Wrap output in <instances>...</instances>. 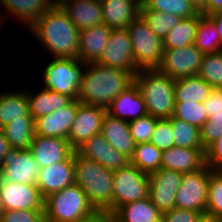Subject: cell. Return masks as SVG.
<instances>
[{"instance_id": "obj_1", "label": "cell", "mask_w": 222, "mask_h": 222, "mask_svg": "<svg viewBox=\"0 0 222 222\" xmlns=\"http://www.w3.org/2000/svg\"><path fill=\"white\" fill-rule=\"evenodd\" d=\"M29 29L53 58L79 60L80 31L59 5L46 11Z\"/></svg>"}, {"instance_id": "obj_2", "label": "cell", "mask_w": 222, "mask_h": 222, "mask_svg": "<svg viewBox=\"0 0 222 222\" xmlns=\"http://www.w3.org/2000/svg\"><path fill=\"white\" fill-rule=\"evenodd\" d=\"M134 83V75L122 69L107 67L97 62L85 64L78 100L82 104L107 109L111 102Z\"/></svg>"}, {"instance_id": "obj_3", "label": "cell", "mask_w": 222, "mask_h": 222, "mask_svg": "<svg viewBox=\"0 0 222 222\" xmlns=\"http://www.w3.org/2000/svg\"><path fill=\"white\" fill-rule=\"evenodd\" d=\"M75 184L87 195L90 204L98 212L112 214L113 171L96 161L73 152Z\"/></svg>"}, {"instance_id": "obj_4", "label": "cell", "mask_w": 222, "mask_h": 222, "mask_svg": "<svg viewBox=\"0 0 222 222\" xmlns=\"http://www.w3.org/2000/svg\"><path fill=\"white\" fill-rule=\"evenodd\" d=\"M146 106L147 114L157 119L173 116L175 79L158 69L139 70L134 76Z\"/></svg>"}, {"instance_id": "obj_5", "label": "cell", "mask_w": 222, "mask_h": 222, "mask_svg": "<svg viewBox=\"0 0 222 222\" xmlns=\"http://www.w3.org/2000/svg\"><path fill=\"white\" fill-rule=\"evenodd\" d=\"M96 212L87 195L77 184L44 198L45 222H76Z\"/></svg>"}, {"instance_id": "obj_6", "label": "cell", "mask_w": 222, "mask_h": 222, "mask_svg": "<svg viewBox=\"0 0 222 222\" xmlns=\"http://www.w3.org/2000/svg\"><path fill=\"white\" fill-rule=\"evenodd\" d=\"M126 30L131 39L137 69H157L163 57V40L151 31L140 15L126 27Z\"/></svg>"}, {"instance_id": "obj_7", "label": "cell", "mask_w": 222, "mask_h": 222, "mask_svg": "<svg viewBox=\"0 0 222 222\" xmlns=\"http://www.w3.org/2000/svg\"><path fill=\"white\" fill-rule=\"evenodd\" d=\"M84 68L78 59L53 58L42 72L44 89L77 99Z\"/></svg>"}, {"instance_id": "obj_8", "label": "cell", "mask_w": 222, "mask_h": 222, "mask_svg": "<svg viewBox=\"0 0 222 222\" xmlns=\"http://www.w3.org/2000/svg\"><path fill=\"white\" fill-rule=\"evenodd\" d=\"M149 175L133 164L113 171L112 213L120 206L147 198Z\"/></svg>"}, {"instance_id": "obj_9", "label": "cell", "mask_w": 222, "mask_h": 222, "mask_svg": "<svg viewBox=\"0 0 222 222\" xmlns=\"http://www.w3.org/2000/svg\"><path fill=\"white\" fill-rule=\"evenodd\" d=\"M212 172L213 170L206 165L197 171L183 173L176 193L175 207L200 212L205 216L208 184Z\"/></svg>"}, {"instance_id": "obj_10", "label": "cell", "mask_w": 222, "mask_h": 222, "mask_svg": "<svg viewBox=\"0 0 222 222\" xmlns=\"http://www.w3.org/2000/svg\"><path fill=\"white\" fill-rule=\"evenodd\" d=\"M203 57L204 53L194 44L164 49L161 64L157 69L174 79L195 76L199 73Z\"/></svg>"}, {"instance_id": "obj_11", "label": "cell", "mask_w": 222, "mask_h": 222, "mask_svg": "<svg viewBox=\"0 0 222 222\" xmlns=\"http://www.w3.org/2000/svg\"><path fill=\"white\" fill-rule=\"evenodd\" d=\"M182 177V172L163 167L149 174L148 197L162 214L175 208Z\"/></svg>"}, {"instance_id": "obj_12", "label": "cell", "mask_w": 222, "mask_h": 222, "mask_svg": "<svg viewBox=\"0 0 222 222\" xmlns=\"http://www.w3.org/2000/svg\"><path fill=\"white\" fill-rule=\"evenodd\" d=\"M40 167L29 149L11 148L0 166V181L36 185Z\"/></svg>"}, {"instance_id": "obj_13", "label": "cell", "mask_w": 222, "mask_h": 222, "mask_svg": "<svg viewBox=\"0 0 222 222\" xmlns=\"http://www.w3.org/2000/svg\"><path fill=\"white\" fill-rule=\"evenodd\" d=\"M98 64L131 72L139 71L134 63L131 39L125 29H111V34Z\"/></svg>"}, {"instance_id": "obj_14", "label": "cell", "mask_w": 222, "mask_h": 222, "mask_svg": "<svg viewBox=\"0 0 222 222\" xmlns=\"http://www.w3.org/2000/svg\"><path fill=\"white\" fill-rule=\"evenodd\" d=\"M106 113L107 109L104 107L79 104L70 135L67 139L74 150L93 135L100 133Z\"/></svg>"}, {"instance_id": "obj_15", "label": "cell", "mask_w": 222, "mask_h": 222, "mask_svg": "<svg viewBox=\"0 0 222 222\" xmlns=\"http://www.w3.org/2000/svg\"><path fill=\"white\" fill-rule=\"evenodd\" d=\"M3 210L44 209V198L37 185L0 181Z\"/></svg>"}, {"instance_id": "obj_16", "label": "cell", "mask_w": 222, "mask_h": 222, "mask_svg": "<svg viewBox=\"0 0 222 222\" xmlns=\"http://www.w3.org/2000/svg\"><path fill=\"white\" fill-rule=\"evenodd\" d=\"M80 103L78 99L72 100L67 106L36 118L35 134L68 139Z\"/></svg>"}, {"instance_id": "obj_17", "label": "cell", "mask_w": 222, "mask_h": 222, "mask_svg": "<svg viewBox=\"0 0 222 222\" xmlns=\"http://www.w3.org/2000/svg\"><path fill=\"white\" fill-rule=\"evenodd\" d=\"M76 151L111 171L118 170L130 163V159L111 146L101 133L86 140Z\"/></svg>"}, {"instance_id": "obj_18", "label": "cell", "mask_w": 222, "mask_h": 222, "mask_svg": "<svg viewBox=\"0 0 222 222\" xmlns=\"http://www.w3.org/2000/svg\"><path fill=\"white\" fill-rule=\"evenodd\" d=\"M40 168L68 160L74 149L65 138L34 136L28 148Z\"/></svg>"}, {"instance_id": "obj_19", "label": "cell", "mask_w": 222, "mask_h": 222, "mask_svg": "<svg viewBox=\"0 0 222 222\" xmlns=\"http://www.w3.org/2000/svg\"><path fill=\"white\" fill-rule=\"evenodd\" d=\"M75 184L73 155L66 161L40 168L36 185L43 198Z\"/></svg>"}, {"instance_id": "obj_20", "label": "cell", "mask_w": 222, "mask_h": 222, "mask_svg": "<svg viewBox=\"0 0 222 222\" xmlns=\"http://www.w3.org/2000/svg\"><path fill=\"white\" fill-rule=\"evenodd\" d=\"M59 6L79 31L103 24L101 0H64Z\"/></svg>"}, {"instance_id": "obj_21", "label": "cell", "mask_w": 222, "mask_h": 222, "mask_svg": "<svg viewBox=\"0 0 222 222\" xmlns=\"http://www.w3.org/2000/svg\"><path fill=\"white\" fill-rule=\"evenodd\" d=\"M206 166V155L203 148L171 147L162 151L161 167L188 173Z\"/></svg>"}, {"instance_id": "obj_22", "label": "cell", "mask_w": 222, "mask_h": 222, "mask_svg": "<svg viewBox=\"0 0 222 222\" xmlns=\"http://www.w3.org/2000/svg\"><path fill=\"white\" fill-rule=\"evenodd\" d=\"M107 113L127 122L147 115L143 96L135 82L111 102Z\"/></svg>"}, {"instance_id": "obj_23", "label": "cell", "mask_w": 222, "mask_h": 222, "mask_svg": "<svg viewBox=\"0 0 222 222\" xmlns=\"http://www.w3.org/2000/svg\"><path fill=\"white\" fill-rule=\"evenodd\" d=\"M111 28L105 24L79 32V60L83 63L97 62L108 43Z\"/></svg>"}, {"instance_id": "obj_24", "label": "cell", "mask_w": 222, "mask_h": 222, "mask_svg": "<svg viewBox=\"0 0 222 222\" xmlns=\"http://www.w3.org/2000/svg\"><path fill=\"white\" fill-rule=\"evenodd\" d=\"M100 133L111 146L129 159L132 157L136 144L131 136L127 121L112 117L106 113Z\"/></svg>"}, {"instance_id": "obj_25", "label": "cell", "mask_w": 222, "mask_h": 222, "mask_svg": "<svg viewBox=\"0 0 222 222\" xmlns=\"http://www.w3.org/2000/svg\"><path fill=\"white\" fill-rule=\"evenodd\" d=\"M139 10L130 0H101L103 24L111 29H125L139 15Z\"/></svg>"}, {"instance_id": "obj_26", "label": "cell", "mask_w": 222, "mask_h": 222, "mask_svg": "<svg viewBox=\"0 0 222 222\" xmlns=\"http://www.w3.org/2000/svg\"><path fill=\"white\" fill-rule=\"evenodd\" d=\"M162 213L147 198L118 207L110 216L109 222H161Z\"/></svg>"}, {"instance_id": "obj_27", "label": "cell", "mask_w": 222, "mask_h": 222, "mask_svg": "<svg viewBox=\"0 0 222 222\" xmlns=\"http://www.w3.org/2000/svg\"><path fill=\"white\" fill-rule=\"evenodd\" d=\"M5 11L29 28L40 16L54 5L50 0H0Z\"/></svg>"}, {"instance_id": "obj_28", "label": "cell", "mask_w": 222, "mask_h": 222, "mask_svg": "<svg viewBox=\"0 0 222 222\" xmlns=\"http://www.w3.org/2000/svg\"><path fill=\"white\" fill-rule=\"evenodd\" d=\"M16 119H33L29 113L25 89L0 92V129Z\"/></svg>"}, {"instance_id": "obj_29", "label": "cell", "mask_w": 222, "mask_h": 222, "mask_svg": "<svg viewBox=\"0 0 222 222\" xmlns=\"http://www.w3.org/2000/svg\"><path fill=\"white\" fill-rule=\"evenodd\" d=\"M26 91L29 113L35 120L46 114H50L56 109L67 106L72 99L66 95L42 89L39 92Z\"/></svg>"}, {"instance_id": "obj_30", "label": "cell", "mask_w": 222, "mask_h": 222, "mask_svg": "<svg viewBox=\"0 0 222 222\" xmlns=\"http://www.w3.org/2000/svg\"><path fill=\"white\" fill-rule=\"evenodd\" d=\"M213 87L198 75L175 79V102H204Z\"/></svg>"}, {"instance_id": "obj_31", "label": "cell", "mask_w": 222, "mask_h": 222, "mask_svg": "<svg viewBox=\"0 0 222 222\" xmlns=\"http://www.w3.org/2000/svg\"><path fill=\"white\" fill-rule=\"evenodd\" d=\"M203 15L198 12L195 16L182 18L180 23L172 28L163 39V48H181L194 43L198 20Z\"/></svg>"}, {"instance_id": "obj_32", "label": "cell", "mask_w": 222, "mask_h": 222, "mask_svg": "<svg viewBox=\"0 0 222 222\" xmlns=\"http://www.w3.org/2000/svg\"><path fill=\"white\" fill-rule=\"evenodd\" d=\"M11 148L28 149L35 136L34 119H16L1 128Z\"/></svg>"}, {"instance_id": "obj_33", "label": "cell", "mask_w": 222, "mask_h": 222, "mask_svg": "<svg viewBox=\"0 0 222 222\" xmlns=\"http://www.w3.org/2000/svg\"><path fill=\"white\" fill-rule=\"evenodd\" d=\"M193 44L204 54L222 51L216 26L208 16L203 15L198 20Z\"/></svg>"}, {"instance_id": "obj_34", "label": "cell", "mask_w": 222, "mask_h": 222, "mask_svg": "<svg viewBox=\"0 0 222 222\" xmlns=\"http://www.w3.org/2000/svg\"><path fill=\"white\" fill-rule=\"evenodd\" d=\"M162 151L150 142L139 143L135 145V149L130 163L146 174L161 168Z\"/></svg>"}, {"instance_id": "obj_35", "label": "cell", "mask_w": 222, "mask_h": 222, "mask_svg": "<svg viewBox=\"0 0 222 222\" xmlns=\"http://www.w3.org/2000/svg\"><path fill=\"white\" fill-rule=\"evenodd\" d=\"M139 15L143 18L151 31L162 40L168 32L176 27L182 20L181 17L170 13L147 10L143 5L140 7Z\"/></svg>"}, {"instance_id": "obj_36", "label": "cell", "mask_w": 222, "mask_h": 222, "mask_svg": "<svg viewBox=\"0 0 222 222\" xmlns=\"http://www.w3.org/2000/svg\"><path fill=\"white\" fill-rule=\"evenodd\" d=\"M172 125L174 146L179 148H203L200 140V129L185 121L169 118Z\"/></svg>"}, {"instance_id": "obj_37", "label": "cell", "mask_w": 222, "mask_h": 222, "mask_svg": "<svg viewBox=\"0 0 222 222\" xmlns=\"http://www.w3.org/2000/svg\"><path fill=\"white\" fill-rule=\"evenodd\" d=\"M143 6L147 10L170 13L181 18L192 17L199 12L190 0H147Z\"/></svg>"}, {"instance_id": "obj_38", "label": "cell", "mask_w": 222, "mask_h": 222, "mask_svg": "<svg viewBox=\"0 0 222 222\" xmlns=\"http://www.w3.org/2000/svg\"><path fill=\"white\" fill-rule=\"evenodd\" d=\"M197 75L213 88H222V51L204 54Z\"/></svg>"}, {"instance_id": "obj_39", "label": "cell", "mask_w": 222, "mask_h": 222, "mask_svg": "<svg viewBox=\"0 0 222 222\" xmlns=\"http://www.w3.org/2000/svg\"><path fill=\"white\" fill-rule=\"evenodd\" d=\"M205 216L222 219V171H213L210 174Z\"/></svg>"}, {"instance_id": "obj_40", "label": "cell", "mask_w": 222, "mask_h": 222, "mask_svg": "<svg viewBox=\"0 0 222 222\" xmlns=\"http://www.w3.org/2000/svg\"><path fill=\"white\" fill-rule=\"evenodd\" d=\"M173 117L199 129L208 119L203 102H175Z\"/></svg>"}, {"instance_id": "obj_41", "label": "cell", "mask_w": 222, "mask_h": 222, "mask_svg": "<svg viewBox=\"0 0 222 222\" xmlns=\"http://www.w3.org/2000/svg\"><path fill=\"white\" fill-rule=\"evenodd\" d=\"M156 122L157 118L148 114L128 122L130 133L135 144L149 142L154 132Z\"/></svg>"}, {"instance_id": "obj_42", "label": "cell", "mask_w": 222, "mask_h": 222, "mask_svg": "<svg viewBox=\"0 0 222 222\" xmlns=\"http://www.w3.org/2000/svg\"><path fill=\"white\" fill-rule=\"evenodd\" d=\"M149 142L161 151L174 147L172 125L169 118L157 119L154 132Z\"/></svg>"}, {"instance_id": "obj_43", "label": "cell", "mask_w": 222, "mask_h": 222, "mask_svg": "<svg viewBox=\"0 0 222 222\" xmlns=\"http://www.w3.org/2000/svg\"><path fill=\"white\" fill-rule=\"evenodd\" d=\"M222 134V112L213 113L212 117L200 128V140L203 149L206 150Z\"/></svg>"}, {"instance_id": "obj_44", "label": "cell", "mask_w": 222, "mask_h": 222, "mask_svg": "<svg viewBox=\"0 0 222 222\" xmlns=\"http://www.w3.org/2000/svg\"><path fill=\"white\" fill-rule=\"evenodd\" d=\"M0 222H45L44 209L3 210Z\"/></svg>"}, {"instance_id": "obj_45", "label": "cell", "mask_w": 222, "mask_h": 222, "mask_svg": "<svg viewBox=\"0 0 222 222\" xmlns=\"http://www.w3.org/2000/svg\"><path fill=\"white\" fill-rule=\"evenodd\" d=\"M203 215L200 212L174 208L162 214L161 222H199Z\"/></svg>"}, {"instance_id": "obj_46", "label": "cell", "mask_w": 222, "mask_h": 222, "mask_svg": "<svg viewBox=\"0 0 222 222\" xmlns=\"http://www.w3.org/2000/svg\"><path fill=\"white\" fill-rule=\"evenodd\" d=\"M206 165L213 171H222V134L206 150Z\"/></svg>"}, {"instance_id": "obj_47", "label": "cell", "mask_w": 222, "mask_h": 222, "mask_svg": "<svg viewBox=\"0 0 222 222\" xmlns=\"http://www.w3.org/2000/svg\"><path fill=\"white\" fill-rule=\"evenodd\" d=\"M203 104L208 119L212 117L213 113L222 112V88H213Z\"/></svg>"}, {"instance_id": "obj_48", "label": "cell", "mask_w": 222, "mask_h": 222, "mask_svg": "<svg viewBox=\"0 0 222 222\" xmlns=\"http://www.w3.org/2000/svg\"><path fill=\"white\" fill-rule=\"evenodd\" d=\"M219 11H222V0H206L204 7L199 12L208 16Z\"/></svg>"}, {"instance_id": "obj_49", "label": "cell", "mask_w": 222, "mask_h": 222, "mask_svg": "<svg viewBox=\"0 0 222 222\" xmlns=\"http://www.w3.org/2000/svg\"><path fill=\"white\" fill-rule=\"evenodd\" d=\"M208 17L214 22L217 32L220 37L221 47H222V11L212 13Z\"/></svg>"}, {"instance_id": "obj_50", "label": "cell", "mask_w": 222, "mask_h": 222, "mask_svg": "<svg viewBox=\"0 0 222 222\" xmlns=\"http://www.w3.org/2000/svg\"><path fill=\"white\" fill-rule=\"evenodd\" d=\"M11 149L9 142L6 140L5 135L2 131V129H0V166L1 163L5 157V155L7 154V152Z\"/></svg>"}, {"instance_id": "obj_51", "label": "cell", "mask_w": 222, "mask_h": 222, "mask_svg": "<svg viewBox=\"0 0 222 222\" xmlns=\"http://www.w3.org/2000/svg\"><path fill=\"white\" fill-rule=\"evenodd\" d=\"M76 222H109V216L97 211L94 215Z\"/></svg>"}, {"instance_id": "obj_52", "label": "cell", "mask_w": 222, "mask_h": 222, "mask_svg": "<svg viewBox=\"0 0 222 222\" xmlns=\"http://www.w3.org/2000/svg\"><path fill=\"white\" fill-rule=\"evenodd\" d=\"M191 3L200 11L204 5L206 0H190Z\"/></svg>"}, {"instance_id": "obj_53", "label": "cell", "mask_w": 222, "mask_h": 222, "mask_svg": "<svg viewBox=\"0 0 222 222\" xmlns=\"http://www.w3.org/2000/svg\"><path fill=\"white\" fill-rule=\"evenodd\" d=\"M199 222H215V219L207 217V216H203Z\"/></svg>"}, {"instance_id": "obj_54", "label": "cell", "mask_w": 222, "mask_h": 222, "mask_svg": "<svg viewBox=\"0 0 222 222\" xmlns=\"http://www.w3.org/2000/svg\"><path fill=\"white\" fill-rule=\"evenodd\" d=\"M53 5H60L64 0H50Z\"/></svg>"}, {"instance_id": "obj_55", "label": "cell", "mask_w": 222, "mask_h": 222, "mask_svg": "<svg viewBox=\"0 0 222 222\" xmlns=\"http://www.w3.org/2000/svg\"><path fill=\"white\" fill-rule=\"evenodd\" d=\"M130 1H133L139 8L142 6L139 0H130Z\"/></svg>"}, {"instance_id": "obj_56", "label": "cell", "mask_w": 222, "mask_h": 222, "mask_svg": "<svg viewBox=\"0 0 222 222\" xmlns=\"http://www.w3.org/2000/svg\"><path fill=\"white\" fill-rule=\"evenodd\" d=\"M5 17L4 16H2V15H0V27H2V25L1 24H3L2 22H3V20L5 21V19H4Z\"/></svg>"}, {"instance_id": "obj_57", "label": "cell", "mask_w": 222, "mask_h": 222, "mask_svg": "<svg viewBox=\"0 0 222 222\" xmlns=\"http://www.w3.org/2000/svg\"><path fill=\"white\" fill-rule=\"evenodd\" d=\"M2 212H3V206H2L1 199H0V215H1Z\"/></svg>"}, {"instance_id": "obj_58", "label": "cell", "mask_w": 222, "mask_h": 222, "mask_svg": "<svg viewBox=\"0 0 222 222\" xmlns=\"http://www.w3.org/2000/svg\"><path fill=\"white\" fill-rule=\"evenodd\" d=\"M147 0H139V2L143 5Z\"/></svg>"}, {"instance_id": "obj_59", "label": "cell", "mask_w": 222, "mask_h": 222, "mask_svg": "<svg viewBox=\"0 0 222 222\" xmlns=\"http://www.w3.org/2000/svg\"><path fill=\"white\" fill-rule=\"evenodd\" d=\"M215 222H222V219H215Z\"/></svg>"}]
</instances>
